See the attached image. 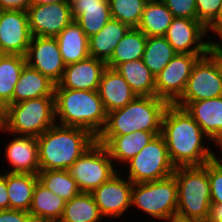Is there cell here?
Returning a JSON list of instances; mask_svg holds the SVG:
<instances>
[{
    "label": "cell",
    "mask_w": 222,
    "mask_h": 222,
    "mask_svg": "<svg viewBox=\"0 0 222 222\" xmlns=\"http://www.w3.org/2000/svg\"><path fill=\"white\" fill-rule=\"evenodd\" d=\"M161 134L175 167L203 166L214 159V149L210 146L212 142L184 108L175 104L167 106Z\"/></svg>",
    "instance_id": "cell-1"
},
{
    "label": "cell",
    "mask_w": 222,
    "mask_h": 222,
    "mask_svg": "<svg viewBox=\"0 0 222 222\" xmlns=\"http://www.w3.org/2000/svg\"><path fill=\"white\" fill-rule=\"evenodd\" d=\"M37 141L40 170H68L96 137L86 129L55 123Z\"/></svg>",
    "instance_id": "cell-2"
},
{
    "label": "cell",
    "mask_w": 222,
    "mask_h": 222,
    "mask_svg": "<svg viewBox=\"0 0 222 222\" xmlns=\"http://www.w3.org/2000/svg\"><path fill=\"white\" fill-rule=\"evenodd\" d=\"M54 106L57 124L86 129L95 137L106 124L107 112L98 91L55 89Z\"/></svg>",
    "instance_id": "cell-3"
},
{
    "label": "cell",
    "mask_w": 222,
    "mask_h": 222,
    "mask_svg": "<svg viewBox=\"0 0 222 222\" xmlns=\"http://www.w3.org/2000/svg\"><path fill=\"white\" fill-rule=\"evenodd\" d=\"M168 105L156 96H137L125 107L107 113L106 124L98 136H119L135 131L161 132Z\"/></svg>",
    "instance_id": "cell-4"
},
{
    "label": "cell",
    "mask_w": 222,
    "mask_h": 222,
    "mask_svg": "<svg viewBox=\"0 0 222 222\" xmlns=\"http://www.w3.org/2000/svg\"><path fill=\"white\" fill-rule=\"evenodd\" d=\"M176 216L205 222L211 207L210 182L203 166L176 167Z\"/></svg>",
    "instance_id": "cell-5"
},
{
    "label": "cell",
    "mask_w": 222,
    "mask_h": 222,
    "mask_svg": "<svg viewBox=\"0 0 222 222\" xmlns=\"http://www.w3.org/2000/svg\"><path fill=\"white\" fill-rule=\"evenodd\" d=\"M55 123L54 97L33 98L5 107L3 133L38 137Z\"/></svg>",
    "instance_id": "cell-6"
},
{
    "label": "cell",
    "mask_w": 222,
    "mask_h": 222,
    "mask_svg": "<svg viewBox=\"0 0 222 222\" xmlns=\"http://www.w3.org/2000/svg\"><path fill=\"white\" fill-rule=\"evenodd\" d=\"M137 208L152 220L168 221L176 216L177 184L173 175L151 182L133 184L131 208Z\"/></svg>",
    "instance_id": "cell-7"
},
{
    "label": "cell",
    "mask_w": 222,
    "mask_h": 222,
    "mask_svg": "<svg viewBox=\"0 0 222 222\" xmlns=\"http://www.w3.org/2000/svg\"><path fill=\"white\" fill-rule=\"evenodd\" d=\"M126 177L133 183L157 181L173 175L172 164L162 134L156 135L141 151L124 164Z\"/></svg>",
    "instance_id": "cell-8"
},
{
    "label": "cell",
    "mask_w": 222,
    "mask_h": 222,
    "mask_svg": "<svg viewBox=\"0 0 222 222\" xmlns=\"http://www.w3.org/2000/svg\"><path fill=\"white\" fill-rule=\"evenodd\" d=\"M106 147L97 141L90 146L68 169L81 192L92 193L109 181L117 169Z\"/></svg>",
    "instance_id": "cell-9"
},
{
    "label": "cell",
    "mask_w": 222,
    "mask_h": 222,
    "mask_svg": "<svg viewBox=\"0 0 222 222\" xmlns=\"http://www.w3.org/2000/svg\"><path fill=\"white\" fill-rule=\"evenodd\" d=\"M222 96V68L213 54L200 57L194 64L186 89L175 103L184 108L189 102Z\"/></svg>",
    "instance_id": "cell-10"
},
{
    "label": "cell",
    "mask_w": 222,
    "mask_h": 222,
    "mask_svg": "<svg viewBox=\"0 0 222 222\" xmlns=\"http://www.w3.org/2000/svg\"><path fill=\"white\" fill-rule=\"evenodd\" d=\"M206 54H176L155 77L156 97L175 104L183 95L192 68Z\"/></svg>",
    "instance_id": "cell-11"
},
{
    "label": "cell",
    "mask_w": 222,
    "mask_h": 222,
    "mask_svg": "<svg viewBox=\"0 0 222 222\" xmlns=\"http://www.w3.org/2000/svg\"><path fill=\"white\" fill-rule=\"evenodd\" d=\"M119 170L109 181L104 182L91 194L104 219H120L129 209L133 183ZM123 176V177H122Z\"/></svg>",
    "instance_id": "cell-12"
},
{
    "label": "cell",
    "mask_w": 222,
    "mask_h": 222,
    "mask_svg": "<svg viewBox=\"0 0 222 222\" xmlns=\"http://www.w3.org/2000/svg\"><path fill=\"white\" fill-rule=\"evenodd\" d=\"M164 37L177 54L209 53L208 29L197 19L174 17Z\"/></svg>",
    "instance_id": "cell-13"
},
{
    "label": "cell",
    "mask_w": 222,
    "mask_h": 222,
    "mask_svg": "<svg viewBox=\"0 0 222 222\" xmlns=\"http://www.w3.org/2000/svg\"><path fill=\"white\" fill-rule=\"evenodd\" d=\"M27 14L32 37H56L74 20L69 1L30 5Z\"/></svg>",
    "instance_id": "cell-14"
},
{
    "label": "cell",
    "mask_w": 222,
    "mask_h": 222,
    "mask_svg": "<svg viewBox=\"0 0 222 222\" xmlns=\"http://www.w3.org/2000/svg\"><path fill=\"white\" fill-rule=\"evenodd\" d=\"M27 11H0V53L25 56L31 42Z\"/></svg>",
    "instance_id": "cell-15"
},
{
    "label": "cell",
    "mask_w": 222,
    "mask_h": 222,
    "mask_svg": "<svg viewBox=\"0 0 222 222\" xmlns=\"http://www.w3.org/2000/svg\"><path fill=\"white\" fill-rule=\"evenodd\" d=\"M26 64L57 84L66 67L55 37H32L25 55Z\"/></svg>",
    "instance_id": "cell-16"
},
{
    "label": "cell",
    "mask_w": 222,
    "mask_h": 222,
    "mask_svg": "<svg viewBox=\"0 0 222 222\" xmlns=\"http://www.w3.org/2000/svg\"><path fill=\"white\" fill-rule=\"evenodd\" d=\"M107 64L94 57L66 65L61 80L55 89L98 91L99 83Z\"/></svg>",
    "instance_id": "cell-17"
},
{
    "label": "cell",
    "mask_w": 222,
    "mask_h": 222,
    "mask_svg": "<svg viewBox=\"0 0 222 222\" xmlns=\"http://www.w3.org/2000/svg\"><path fill=\"white\" fill-rule=\"evenodd\" d=\"M6 146L4 160H7L8 173H31L37 175L40 171L37 137L12 135ZM6 156V157H5ZM10 165V166H9Z\"/></svg>",
    "instance_id": "cell-18"
},
{
    "label": "cell",
    "mask_w": 222,
    "mask_h": 222,
    "mask_svg": "<svg viewBox=\"0 0 222 222\" xmlns=\"http://www.w3.org/2000/svg\"><path fill=\"white\" fill-rule=\"evenodd\" d=\"M184 109L213 144L222 142V96L189 102Z\"/></svg>",
    "instance_id": "cell-19"
},
{
    "label": "cell",
    "mask_w": 222,
    "mask_h": 222,
    "mask_svg": "<svg viewBox=\"0 0 222 222\" xmlns=\"http://www.w3.org/2000/svg\"><path fill=\"white\" fill-rule=\"evenodd\" d=\"M161 132L135 131L134 133L119 136H97L96 141L106 147L110 158L123 166L127 161L138 154L150 140Z\"/></svg>",
    "instance_id": "cell-20"
},
{
    "label": "cell",
    "mask_w": 222,
    "mask_h": 222,
    "mask_svg": "<svg viewBox=\"0 0 222 222\" xmlns=\"http://www.w3.org/2000/svg\"><path fill=\"white\" fill-rule=\"evenodd\" d=\"M71 15L83 32L91 37L112 18L108 0H71Z\"/></svg>",
    "instance_id": "cell-21"
},
{
    "label": "cell",
    "mask_w": 222,
    "mask_h": 222,
    "mask_svg": "<svg viewBox=\"0 0 222 222\" xmlns=\"http://www.w3.org/2000/svg\"><path fill=\"white\" fill-rule=\"evenodd\" d=\"M98 93L107 113L125 107L137 97L126 80L116 70L109 67L103 72Z\"/></svg>",
    "instance_id": "cell-22"
},
{
    "label": "cell",
    "mask_w": 222,
    "mask_h": 222,
    "mask_svg": "<svg viewBox=\"0 0 222 222\" xmlns=\"http://www.w3.org/2000/svg\"><path fill=\"white\" fill-rule=\"evenodd\" d=\"M55 83L26 65L15 85L12 104L39 97H54Z\"/></svg>",
    "instance_id": "cell-23"
},
{
    "label": "cell",
    "mask_w": 222,
    "mask_h": 222,
    "mask_svg": "<svg viewBox=\"0 0 222 222\" xmlns=\"http://www.w3.org/2000/svg\"><path fill=\"white\" fill-rule=\"evenodd\" d=\"M59 51L65 65L85 60L89 57V37L73 20L56 37Z\"/></svg>",
    "instance_id": "cell-24"
},
{
    "label": "cell",
    "mask_w": 222,
    "mask_h": 222,
    "mask_svg": "<svg viewBox=\"0 0 222 222\" xmlns=\"http://www.w3.org/2000/svg\"><path fill=\"white\" fill-rule=\"evenodd\" d=\"M129 29L127 24L111 18L98 33L89 37V56L106 63Z\"/></svg>",
    "instance_id": "cell-25"
},
{
    "label": "cell",
    "mask_w": 222,
    "mask_h": 222,
    "mask_svg": "<svg viewBox=\"0 0 222 222\" xmlns=\"http://www.w3.org/2000/svg\"><path fill=\"white\" fill-rule=\"evenodd\" d=\"M65 205L66 201L64 199L55 195L37 181L32 204L28 212L34 222H59L63 215Z\"/></svg>",
    "instance_id": "cell-26"
},
{
    "label": "cell",
    "mask_w": 222,
    "mask_h": 222,
    "mask_svg": "<svg viewBox=\"0 0 222 222\" xmlns=\"http://www.w3.org/2000/svg\"><path fill=\"white\" fill-rule=\"evenodd\" d=\"M114 70L126 80L137 96H156L155 77L143 59L121 63Z\"/></svg>",
    "instance_id": "cell-27"
},
{
    "label": "cell",
    "mask_w": 222,
    "mask_h": 222,
    "mask_svg": "<svg viewBox=\"0 0 222 222\" xmlns=\"http://www.w3.org/2000/svg\"><path fill=\"white\" fill-rule=\"evenodd\" d=\"M37 181L35 174L7 172L9 209L29 211Z\"/></svg>",
    "instance_id": "cell-28"
},
{
    "label": "cell",
    "mask_w": 222,
    "mask_h": 222,
    "mask_svg": "<svg viewBox=\"0 0 222 222\" xmlns=\"http://www.w3.org/2000/svg\"><path fill=\"white\" fill-rule=\"evenodd\" d=\"M174 16L161 0H148L137 26L147 37L164 36Z\"/></svg>",
    "instance_id": "cell-29"
},
{
    "label": "cell",
    "mask_w": 222,
    "mask_h": 222,
    "mask_svg": "<svg viewBox=\"0 0 222 222\" xmlns=\"http://www.w3.org/2000/svg\"><path fill=\"white\" fill-rule=\"evenodd\" d=\"M26 57L0 53V104H12L15 85L26 66Z\"/></svg>",
    "instance_id": "cell-30"
},
{
    "label": "cell",
    "mask_w": 222,
    "mask_h": 222,
    "mask_svg": "<svg viewBox=\"0 0 222 222\" xmlns=\"http://www.w3.org/2000/svg\"><path fill=\"white\" fill-rule=\"evenodd\" d=\"M146 42L147 36L141 30L130 28L106 62L107 67L114 69L121 63L142 59Z\"/></svg>",
    "instance_id": "cell-31"
},
{
    "label": "cell",
    "mask_w": 222,
    "mask_h": 222,
    "mask_svg": "<svg viewBox=\"0 0 222 222\" xmlns=\"http://www.w3.org/2000/svg\"><path fill=\"white\" fill-rule=\"evenodd\" d=\"M103 219L92 194L80 192L71 200L66 201L59 222H103Z\"/></svg>",
    "instance_id": "cell-32"
},
{
    "label": "cell",
    "mask_w": 222,
    "mask_h": 222,
    "mask_svg": "<svg viewBox=\"0 0 222 222\" xmlns=\"http://www.w3.org/2000/svg\"><path fill=\"white\" fill-rule=\"evenodd\" d=\"M177 54L164 36L147 37L143 62L156 77Z\"/></svg>",
    "instance_id": "cell-33"
},
{
    "label": "cell",
    "mask_w": 222,
    "mask_h": 222,
    "mask_svg": "<svg viewBox=\"0 0 222 222\" xmlns=\"http://www.w3.org/2000/svg\"><path fill=\"white\" fill-rule=\"evenodd\" d=\"M37 175L42 185L65 201L71 200L81 192L68 170H40Z\"/></svg>",
    "instance_id": "cell-34"
},
{
    "label": "cell",
    "mask_w": 222,
    "mask_h": 222,
    "mask_svg": "<svg viewBox=\"0 0 222 222\" xmlns=\"http://www.w3.org/2000/svg\"><path fill=\"white\" fill-rule=\"evenodd\" d=\"M147 1L108 0L111 17L127 24L130 28H137Z\"/></svg>",
    "instance_id": "cell-35"
},
{
    "label": "cell",
    "mask_w": 222,
    "mask_h": 222,
    "mask_svg": "<svg viewBox=\"0 0 222 222\" xmlns=\"http://www.w3.org/2000/svg\"><path fill=\"white\" fill-rule=\"evenodd\" d=\"M197 20L209 29L222 17V0H196Z\"/></svg>",
    "instance_id": "cell-36"
},
{
    "label": "cell",
    "mask_w": 222,
    "mask_h": 222,
    "mask_svg": "<svg viewBox=\"0 0 222 222\" xmlns=\"http://www.w3.org/2000/svg\"><path fill=\"white\" fill-rule=\"evenodd\" d=\"M203 167L208 172L211 203L222 204V166L213 159L205 163Z\"/></svg>",
    "instance_id": "cell-37"
},
{
    "label": "cell",
    "mask_w": 222,
    "mask_h": 222,
    "mask_svg": "<svg viewBox=\"0 0 222 222\" xmlns=\"http://www.w3.org/2000/svg\"><path fill=\"white\" fill-rule=\"evenodd\" d=\"M174 17L197 19L196 0H161Z\"/></svg>",
    "instance_id": "cell-38"
},
{
    "label": "cell",
    "mask_w": 222,
    "mask_h": 222,
    "mask_svg": "<svg viewBox=\"0 0 222 222\" xmlns=\"http://www.w3.org/2000/svg\"><path fill=\"white\" fill-rule=\"evenodd\" d=\"M212 32V33H211ZM208 36H212L208 38V50L210 54H216L222 48V17L218 19L209 29ZM215 37V38H214ZM218 38V40H217ZM215 39V40H214Z\"/></svg>",
    "instance_id": "cell-39"
},
{
    "label": "cell",
    "mask_w": 222,
    "mask_h": 222,
    "mask_svg": "<svg viewBox=\"0 0 222 222\" xmlns=\"http://www.w3.org/2000/svg\"><path fill=\"white\" fill-rule=\"evenodd\" d=\"M0 222H34L28 211L16 209L0 210Z\"/></svg>",
    "instance_id": "cell-40"
},
{
    "label": "cell",
    "mask_w": 222,
    "mask_h": 222,
    "mask_svg": "<svg viewBox=\"0 0 222 222\" xmlns=\"http://www.w3.org/2000/svg\"><path fill=\"white\" fill-rule=\"evenodd\" d=\"M30 5V0H0V11H27Z\"/></svg>",
    "instance_id": "cell-41"
},
{
    "label": "cell",
    "mask_w": 222,
    "mask_h": 222,
    "mask_svg": "<svg viewBox=\"0 0 222 222\" xmlns=\"http://www.w3.org/2000/svg\"><path fill=\"white\" fill-rule=\"evenodd\" d=\"M0 177V210L9 209V197L7 191V172Z\"/></svg>",
    "instance_id": "cell-42"
},
{
    "label": "cell",
    "mask_w": 222,
    "mask_h": 222,
    "mask_svg": "<svg viewBox=\"0 0 222 222\" xmlns=\"http://www.w3.org/2000/svg\"><path fill=\"white\" fill-rule=\"evenodd\" d=\"M205 222H222V204L211 203L208 218Z\"/></svg>",
    "instance_id": "cell-43"
},
{
    "label": "cell",
    "mask_w": 222,
    "mask_h": 222,
    "mask_svg": "<svg viewBox=\"0 0 222 222\" xmlns=\"http://www.w3.org/2000/svg\"><path fill=\"white\" fill-rule=\"evenodd\" d=\"M215 146L217 147L218 151L217 150L214 151V160L222 166V154L218 153L220 152V150H221L220 153H222V142L216 143Z\"/></svg>",
    "instance_id": "cell-44"
},
{
    "label": "cell",
    "mask_w": 222,
    "mask_h": 222,
    "mask_svg": "<svg viewBox=\"0 0 222 222\" xmlns=\"http://www.w3.org/2000/svg\"><path fill=\"white\" fill-rule=\"evenodd\" d=\"M63 1H68V0H30V3L31 5H44V4H52Z\"/></svg>",
    "instance_id": "cell-45"
},
{
    "label": "cell",
    "mask_w": 222,
    "mask_h": 222,
    "mask_svg": "<svg viewBox=\"0 0 222 222\" xmlns=\"http://www.w3.org/2000/svg\"><path fill=\"white\" fill-rule=\"evenodd\" d=\"M167 222H202V221L194 220V219H184L179 216H173Z\"/></svg>",
    "instance_id": "cell-46"
},
{
    "label": "cell",
    "mask_w": 222,
    "mask_h": 222,
    "mask_svg": "<svg viewBox=\"0 0 222 222\" xmlns=\"http://www.w3.org/2000/svg\"><path fill=\"white\" fill-rule=\"evenodd\" d=\"M5 108L0 104V131H4Z\"/></svg>",
    "instance_id": "cell-47"
},
{
    "label": "cell",
    "mask_w": 222,
    "mask_h": 222,
    "mask_svg": "<svg viewBox=\"0 0 222 222\" xmlns=\"http://www.w3.org/2000/svg\"><path fill=\"white\" fill-rule=\"evenodd\" d=\"M218 60H222V48L216 53L213 54Z\"/></svg>",
    "instance_id": "cell-48"
},
{
    "label": "cell",
    "mask_w": 222,
    "mask_h": 222,
    "mask_svg": "<svg viewBox=\"0 0 222 222\" xmlns=\"http://www.w3.org/2000/svg\"><path fill=\"white\" fill-rule=\"evenodd\" d=\"M218 61H219L220 65H221V68H222V60H218Z\"/></svg>",
    "instance_id": "cell-49"
}]
</instances>
